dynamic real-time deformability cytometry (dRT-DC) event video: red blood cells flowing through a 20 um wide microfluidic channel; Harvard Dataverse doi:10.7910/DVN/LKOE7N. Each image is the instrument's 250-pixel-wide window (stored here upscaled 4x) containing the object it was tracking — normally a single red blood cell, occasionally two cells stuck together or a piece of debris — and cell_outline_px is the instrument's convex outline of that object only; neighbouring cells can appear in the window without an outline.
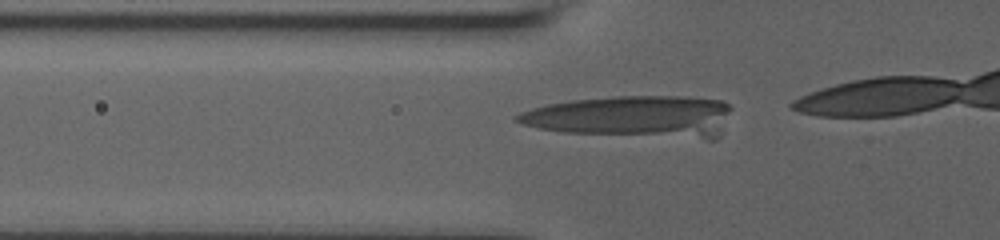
{"species": "human", "species_latin": "Homo sapiens", "temperature_condition": "room temperature", "stored_images_in_passage": 21, "camera_frame_rate_fps": 3000, "um_per_image_px": 0.085, "donor": {"sex": "male"}, "frame": {"image": 1, "passage_image": 8, "time_ms": 1.0, "image_size_px": [1000, 240], "cell_outline_px": [[732, 108], [724, 132], [716, 140], [708, 140], [560, 132], [540, 128], [524, 124], [512, 120], [512, 116], [520, 112], [532, 108], [548, 104], [572, 100], [616, 96], [676, 96], [720, 100], [728, 104]], "centroid_in_image_um": [53.85, 9.93], "position_along_channel_um": 72.0, "area_um2": 53.29}}
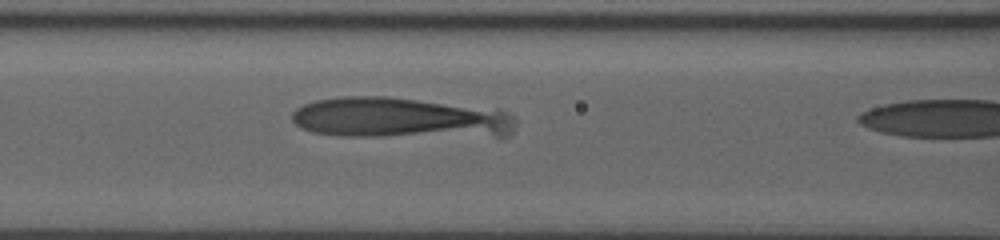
{"frame": {"image": 2, "passage_image": 20, "time_ms": 2.667, "image_size_px": [1000, 240], "cell_outline_px": [[516, 120], [512, 136], [504, 140], [340, 136], [312, 132], [300, 128], [292, 120], [292, 112], [296, 108], [304, 104], [316, 100], [340, 96], [388, 96], [496, 108], [512, 116]], "centroid_in_image_um": [34.22, 10.09], "position_along_channel_um": 132.4, "area_um2": 56.36}}